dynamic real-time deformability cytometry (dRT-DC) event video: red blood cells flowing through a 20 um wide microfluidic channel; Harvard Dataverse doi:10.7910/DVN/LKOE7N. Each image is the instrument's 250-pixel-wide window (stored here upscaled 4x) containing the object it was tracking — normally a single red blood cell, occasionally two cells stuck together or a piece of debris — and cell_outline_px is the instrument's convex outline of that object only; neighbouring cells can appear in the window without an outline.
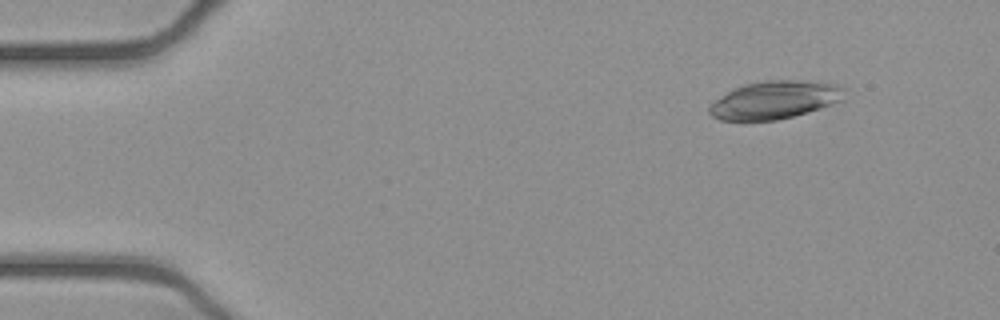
{"species": "common noctule bat (a hibernating species)", "species_latin": "Nyctalus noctula", "temperature_condition": "cold", "stored_images_in_passage": 15, "camera_frame_rate_fps": 3000, "um_per_image_px": 0.085, "animal": {"sex": "female", "body_mass_g": 21.9}, "frame": {"image": 1, "passage_image": 6, "time_ms": 1.667, "image_size_px": [1000, 320], "cell_outline_px": [[844, 100], [808, 112], [776, 120], [720, 120], [712, 116], [708, 112], [708, 108], [716, 100], [728, 92], [744, 84], [764, 80], [800, 80], [840, 84], [844, 88]], "centroid_in_image_um": [65.89, 8.48], "position_along_channel_um": 19.1, "area_um2": 29.71}}